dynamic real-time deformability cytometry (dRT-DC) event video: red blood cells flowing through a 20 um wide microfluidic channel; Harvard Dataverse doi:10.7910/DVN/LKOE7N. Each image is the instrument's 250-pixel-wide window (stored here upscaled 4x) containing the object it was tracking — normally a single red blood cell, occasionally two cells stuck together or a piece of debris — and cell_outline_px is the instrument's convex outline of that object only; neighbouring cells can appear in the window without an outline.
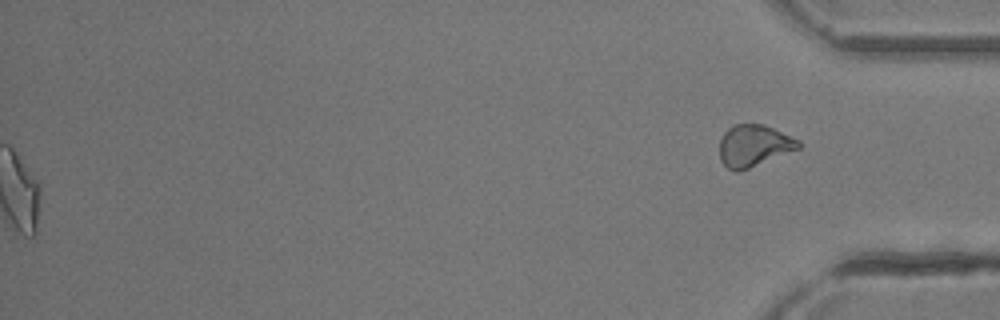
{"species": "common noctule bat (a hibernating species)", "species_latin": "Nyctalus noctula", "temperature_condition": "room temperature", "stored_images_in_passage": 25, "segment_of_instrument_passage": [2, 2], "camera_frame_rate_fps": 3000, "um_per_image_px": 0.085, "animal": {"sex": "female"}, "frame": {"image": 1, "passage_image": 25, "time_ms": 8.0, "image_size_px": [1000, 320], "cell_outline_px": [[800, 148], [740, 172], [736, 172], [728, 168], [720, 160], [720, 140], [724, 132], [732, 124], [764, 124], [800, 140]], "centroid_in_image_um": [64.07, 12.38], "position_along_channel_um": 371.1, "area_um2": 19.31}}